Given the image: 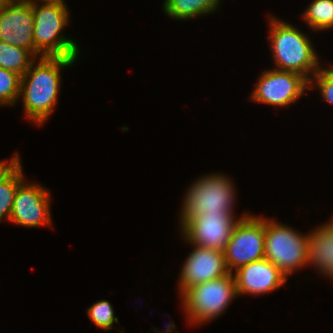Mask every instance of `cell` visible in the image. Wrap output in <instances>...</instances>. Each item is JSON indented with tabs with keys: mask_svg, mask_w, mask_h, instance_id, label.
I'll use <instances>...</instances> for the list:
<instances>
[{
	"mask_svg": "<svg viewBox=\"0 0 333 333\" xmlns=\"http://www.w3.org/2000/svg\"><path fill=\"white\" fill-rule=\"evenodd\" d=\"M78 57L38 58L21 77L19 98L22 96L28 120L43 125L56 107L61 88V70L71 67Z\"/></svg>",
	"mask_w": 333,
	"mask_h": 333,
	"instance_id": "1",
	"label": "cell"
},
{
	"mask_svg": "<svg viewBox=\"0 0 333 333\" xmlns=\"http://www.w3.org/2000/svg\"><path fill=\"white\" fill-rule=\"evenodd\" d=\"M269 44L275 69L292 71L309 81L319 71L320 61L308 35L276 17H269Z\"/></svg>",
	"mask_w": 333,
	"mask_h": 333,
	"instance_id": "2",
	"label": "cell"
},
{
	"mask_svg": "<svg viewBox=\"0 0 333 333\" xmlns=\"http://www.w3.org/2000/svg\"><path fill=\"white\" fill-rule=\"evenodd\" d=\"M32 8L35 57H78V43L62 33L70 22L66 4L32 2Z\"/></svg>",
	"mask_w": 333,
	"mask_h": 333,
	"instance_id": "3",
	"label": "cell"
},
{
	"mask_svg": "<svg viewBox=\"0 0 333 333\" xmlns=\"http://www.w3.org/2000/svg\"><path fill=\"white\" fill-rule=\"evenodd\" d=\"M182 309L188 323L206 324L219 318L231 301L238 298L235 277L229 273L224 277L196 284L180 295Z\"/></svg>",
	"mask_w": 333,
	"mask_h": 333,
	"instance_id": "4",
	"label": "cell"
},
{
	"mask_svg": "<svg viewBox=\"0 0 333 333\" xmlns=\"http://www.w3.org/2000/svg\"><path fill=\"white\" fill-rule=\"evenodd\" d=\"M235 198L233 181L227 175L218 172L203 175L188 187L182 201L179 223L202 213L227 211L235 216Z\"/></svg>",
	"mask_w": 333,
	"mask_h": 333,
	"instance_id": "5",
	"label": "cell"
},
{
	"mask_svg": "<svg viewBox=\"0 0 333 333\" xmlns=\"http://www.w3.org/2000/svg\"><path fill=\"white\" fill-rule=\"evenodd\" d=\"M308 236L309 232L303 235L275 218H265V259L288 278L307 266Z\"/></svg>",
	"mask_w": 333,
	"mask_h": 333,
	"instance_id": "6",
	"label": "cell"
},
{
	"mask_svg": "<svg viewBox=\"0 0 333 333\" xmlns=\"http://www.w3.org/2000/svg\"><path fill=\"white\" fill-rule=\"evenodd\" d=\"M235 224L225 248V262L230 273L251 262L265 258V218L244 213Z\"/></svg>",
	"mask_w": 333,
	"mask_h": 333,
	"instance_id": "7",
	"label": "cell"
},
{
	"mask_svg": "<svg viewBox=\"0 0 333 333\" xmlns=\"http://www.w3.org/2000/svg\"><path fill=\"white\" fill-rule=\"evenodd\" d=\"M257 79L250 100L272 106L288 107L310 89V81L292 71L266 70Z\"/></svg>",
	"mask_w": 333,
	"mask_h": 333,
	"instance_id": "8",
	"label": "cell"
},
{
	"mask_svg": "<svg viewBox=\"0 0 333 333\" xmlns=\"http://www.w3.org/2000/svg\"><path fill=\"white\" fill-rule=\"evenodd\" d=\"M227 211L202 213L186 218L180 225L185 242L198 247L225 251L227 243L238 219Z\"/></svg>",
	"mask_w": 333,
	"mask_h": 333,
	"instance_id": "9",
	"label": "cell"
},
{
	"mask_svg": "<svg viewBox=\"0 0 333 333\" xmlns=\"http://www.w3.org/2000/svg\"><path fill=\"white\" fill-rule=\"evenodd\" d=\"M50 195L49 189L24 179L17 187L9 221L22 227L51 226Z\"/></svg>",
	"mask_w": 333,
	"mask_h": 333,
	"instance_id": "10",
	"label": "cell"
},
{
	"mask_svg": "<svg viewBox=\"0 0 333 333\" xmlns=\"http://www.w3.org/2000/svg\"><path fill=\"white\" fill-rule=\"evenodd\" d=\"M32 2L5 1L0 7V41L29 50L35 56Z\"/></svg>",
	"mask_w": 333,
	"mask_h": 333,
	"instance_id": "11",
	"label": "cell"
},
{
	"mask_svg": "<svg viewBox=\"0 0 333 333\" xmlns=\"http://www.w3.org/2000/svg\"><path fill=\"white\" fill-rule=\"evenodd\" d=\"M192 246L194 250L186 257L178 278L179 294L191 286L215 280L230 273L223 251Z\"/></svg>",
	"mask_w": 333,
	"mask_h": 333,
	"instance_id": "12",
	"label": "cell"
},
{
	"mask_svg": "<svg viewBox=\"0 0 333 333\" xmlns=\"http://www.w3.org/2000/svg\"><path fill=\"white\" fill-rule=\"evenodd\" d=\"M237 295H265L283 286L288 278L269 260L261 259L234 271Z\"/></svg>",
	"mask_w": 333,
	"mask_h": 333,
	"instance_id": "13",
	"label": "cell"
},
{
	"mask_svg": "<svg viewBox=\"0 0 333 333\" xmlns=\"http://www.w3.org/2000/svg\"><path fill=\"white\" fill-rule=\"evenodd\" d=\"M307 265L333 281V225L330 222L309 232Z\"/></svg>",
	"mask_w": 333,
	"mask_h": 333,
	"instance_id": "14",
	"label": "cell"
},
{
	"mask_svg": "<svg viewBox=\"0 0 333 333\" xmlns=\"http://www.w3.org/2000/svg\"><path fill=\"white\" fill-rule=\"evenodd\" d=\"M221 0H164L163 11L172 19L190 20L215 12Z\"/></svg>",
	"mask_w": 333,
	"mask_h": 333,
	"instance_id": "15",
	"label": "cell"
},
{
	"mask_svg": "<svg viewBox=\"0 0 333 333\" xmlns=\"http://www.w3.org/2000/svg\"><path fill=\"white\" fill-rule=\"evenodd\" d=\"M37 58L27 49L0 41V67L12 71L21 77Z\"/></svg>",
	"mask_w": 333,
	"mask_h": 333,
	"instance_id": "16",
	"label": "cell"
},
{
	"mask_svg": "<svg viewBox=\"0 0 333 333\" xmlns=\"http://www.w3.org/2000/svg\"><path fill=\"white\" fill-rule=\"evenodd\" d=\"M303 12L302 18L310 29L333 28V0H313Z\"/></svg>",
	"mask_w": 333,
	"mask_h": 333,
	"instance_id": "17",
	"label": "cell"
},
{
	"mask_svg": "<svg viewBox=\"0 0 333 333\" xmlns=\"http://www.w3.org/2000/svg\"><path fill=\"white\" fill-rule=\"evenodd\" d=\"M24 180L21 163L0 182V222H9L18 185Z\"/></svg>",
	"mask_w": 333,
	"mask_h": 333,
	"instance_id": "18",
	"label": "cell"
},
{
	"mask_svg": "<svg viewBox=\"0 0 333 333\" xmlns=\"http://www.w3.org/2000/svg\"><path fill=\"white\" fill-rule=\"evenodd\" d=\"M21 76L0 67V106H13L19 99Z\"/></svg>",
	"mask_w": 333,
	"mask_h": 333,
	"instance_id": "19",
	"label": "cell"
},
{
	"mask_svg": "<svg viewBox=\"0 0 333 333\" xmlns=\"http://www.w3.org/2000/svg\"><path fill=\"white\" fill-rule=\"evenodd\" d=\"M90 320L104 330H112L114 322L119 323L118 318L114 315V309L108 300H100L93 303L87 309Z\"/></svg>",
	"mask_w": 333,
	"mask_h": 333,
	"instance_id": "20",
	"label": "cell"
},
{
	"mask_svg": "<svg viewBox=\"0 0 333 333\" xmlns=\"http://www.w3.org/2000/svg\"><path fill=\"white\" fill-rule=\"evenodd\" d=\"M321 67L310 80V89L318 88L323 101L333 105V65ZM315 81V82H314Z\"/></svg>",
	"mask_w": 333,
	"mask_h": 333,
	"instance_id": "21",
	"label": "cell"
},
{
	"mask_svg": "<svg viewBox=\"0 0 333 333\" xmlns=\"http://www.w3.org/2000/svg\"><path fill=\"white\" fill-rule=\"evenodd\" d=\"M21 163L18 153L8 161H0V182L5 179Z\"/></svg>",
	"mask_w": 333,
	"mask_h": 333,
	"instance_id": "22",
	"label": "cell"
},
{
	"mask_svg": "<svg viewBox=\"0 0 333 333\" xmlns=\"http://www.w3.org/2000/svg\"><path fill=\"white\" fill-rule=\"evenodd\" d=\"M37 1V2H36ZM41 1V2H40ZM29 2H35V3H49V4H66L64 0H29Z\"/></svg>",
	"mask_w": 333,
	"mask_h": 333,
	"instance_id": "23",
	"label": "cell"
},
{
	"mask_svg": "<svg viewBox=\"0 0 333 333\" xmlns=\"http://www.w3.org/2000/svg\"><path fill=\"white\" fill-rule=\"evenodd\" d=\"M4 1H29V0H4Z\"/></svg>",
	"mask_w": 333,
	"mask_h": 333,
	"instance_id": "24",
	"label": "cell"
},
{
	"mask_svg": "<svg viewBox=\"0 0 333 333\" xmlns=\"http://www.w3.org/2000/svg\"><path fill=\"white\" fill-rule=\"evenodd\" d=\"M4 0H0V7L2 6V4L4 3Z\"/></svg>",
	"mask_w": 333,
	"mask_h": 333,
	"instance_id": "25",
	"label": "cell"
}]
</instances>
